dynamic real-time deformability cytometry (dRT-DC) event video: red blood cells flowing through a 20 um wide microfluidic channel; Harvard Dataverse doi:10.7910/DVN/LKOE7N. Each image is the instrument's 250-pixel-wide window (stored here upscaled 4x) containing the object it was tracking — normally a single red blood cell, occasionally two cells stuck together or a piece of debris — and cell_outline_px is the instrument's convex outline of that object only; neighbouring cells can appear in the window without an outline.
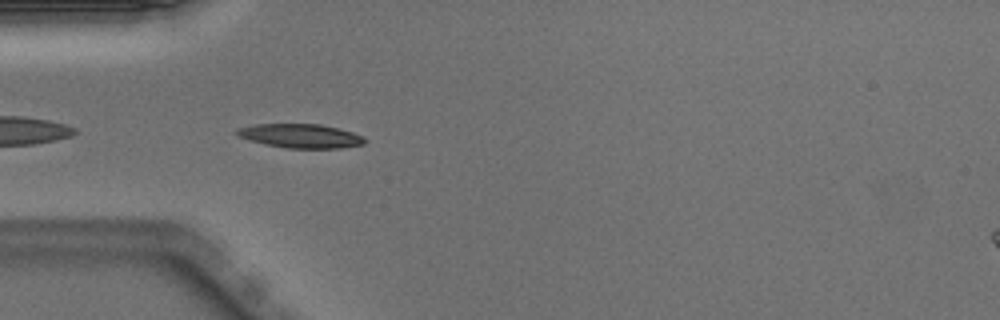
{"species": "Egyptian fruit bat (a non-hibernating species)", "species_latin": "Rousettus aegyptiacus", "temperature_condition": "warm", "stored_images_in_passage": 22, "camera_frame_rate_fps": 3000, "um_per_image_px": 0.085, "animal": {"sex": "male"}, "frame": {"image": 1, "passage_image": 2, "time_ms": 0.333, "image_size_px": [1000, 320], "cell_outline_px": [[368, 140], [364, 144], [340, 148], [288, 148], [264, 144], [236, 136], [236, 128], [256, 124], [320, 124], [352, 132], [364, 136]], "centroid_in_image_um": [25.55, 11.55], "position_along_channel_um": 59.5, "area_um2": 17.92}}
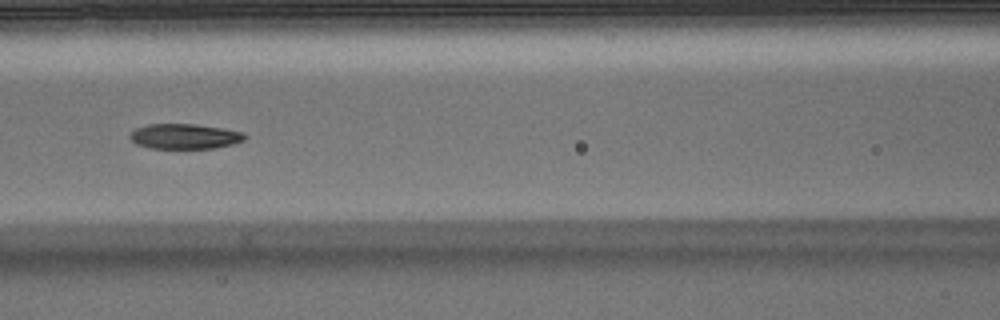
{"frame": {"image": 2, "passage_image": 9, "time_ms": 2.667, "image_size_px": [1000, 320], "cell_outline_px": [[248, 136], [244, 140], [232, 144], [212, 148], [152, 148], [136, 144], [128, 136], [136, 128], [148, 124], [196, 124], [224, 128], [244, 132]], "centroid_in_image_um": [15.72, 11.58], "position_along_channel_um": 150.9, "area_um2": 16.82}}
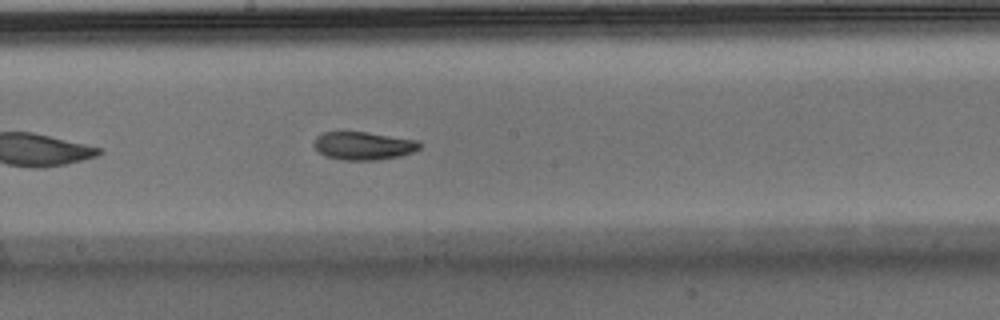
{"frame": {"image": 3, "passage_image": 14, "time_ms": 4.333, "image_size_px": [1000, 320], "cell_outline_px": [[424, 144], [420, 148], [412, 152], [400, 156], [376, 160], [340, 160], [324, 156], [312, 144], [316, 136], [324, 132], [368, 132], [420, 140]], "centroid_in_image_um": [30.92, 12.39], "position_along_channel_um": 217.3, "area_um2": 17.57}}